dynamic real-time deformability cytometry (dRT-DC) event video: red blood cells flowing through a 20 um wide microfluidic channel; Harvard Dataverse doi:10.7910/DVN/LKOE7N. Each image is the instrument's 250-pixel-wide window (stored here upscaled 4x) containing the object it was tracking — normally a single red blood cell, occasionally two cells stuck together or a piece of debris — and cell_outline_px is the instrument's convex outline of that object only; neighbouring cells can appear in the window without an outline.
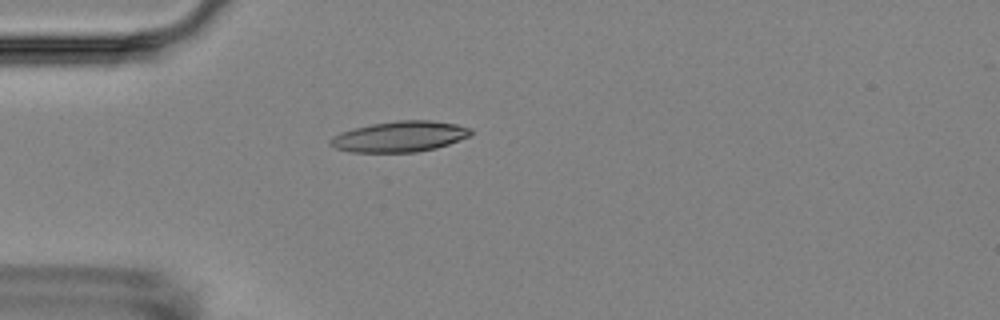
{"species": "Egyptian fruit bat (a non-hibernating species)", "species_latin": "Rousettus aegyptiacus", "temperature_condition": "room temperature", "stored_images_in_passage": 5, "camera_frame_rate_fps": 3000, "um_per_image_px": 0.085, "animal": {"sex": "female"}, "frame": {"image": 1, "passage_image": 5, "time_ms": 4.667, "image_size_px": [1000, 320], "cell_outline_px": [[472, 136], [436, 148], [416, 152], [348, 152], [336, 148], [328, 144], [328, 140], [332, 136], [340, 132], [352, 128], [372, 124], [396, 120], [432, 120], [456, 124], [472, 128]], "centroid_in_image_um": [33.97, 11.6], "position_along_channel_um": 51.0, "area_um2": 25.43}}